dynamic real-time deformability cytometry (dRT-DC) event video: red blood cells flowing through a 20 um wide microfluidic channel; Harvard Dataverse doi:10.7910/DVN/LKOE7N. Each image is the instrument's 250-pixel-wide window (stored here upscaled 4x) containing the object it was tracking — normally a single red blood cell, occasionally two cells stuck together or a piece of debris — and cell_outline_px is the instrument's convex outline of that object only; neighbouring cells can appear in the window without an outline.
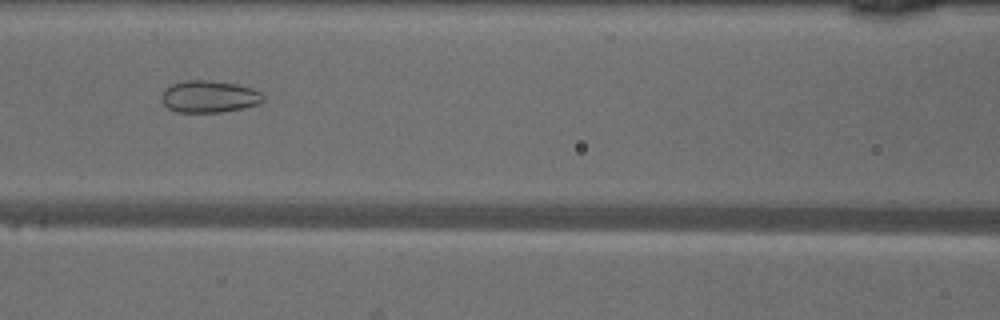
{"species": "common noctule bat (a hibernating species)", "species_latin": "Nyctalus noctula", "temperature_condition": "warm", "stored_images_in_passage": 48, "camera_frame_rate_fps": 3000, "um_per_image_px": 0.085, "animal": {"sex": "male", "body_mass_g": 18.8}, "frame": {"image": 1, "passage_image": 20, "time_ms": 6.333, "image_size_px": [1000, 320], "cell_outline_px": [[264, 100], [260, 104], [244, 108], [224, 112], [176, 112], [168, 108], [160, 100], [160, 96], [164, 88], [172, 84], [188, 80], [212, 80], [236, 84], [252, 88], [260, 92], [264, 96]], "centroid_in_image_um": [17.77, 8.21], "position_along_channel_um": 148.8, "area_um2": 19.25}}
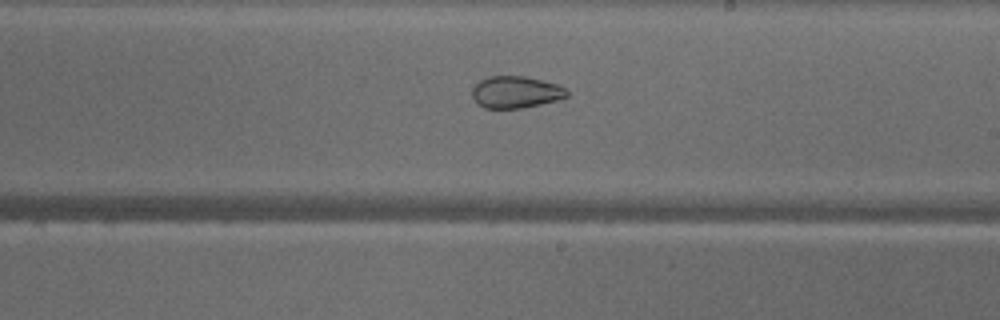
{"frame": {"image": 2, "passage_image": 27, "time_ms": 8.667, "image_size_px": [1000, 320], "cell_outline_px": [[568, 96], [556, 100], [540, 104], [520, 108], [484, 108], [476, 104], [472, 96], [472, 88], [480, 80], [488, 76], [524, 76], [556, 84], [564, 88], [568, 92]], "centroid_in_image_um": [43.78, 7.83], "position_along_channel_um": 245.2, "area_um2": 17.51}}
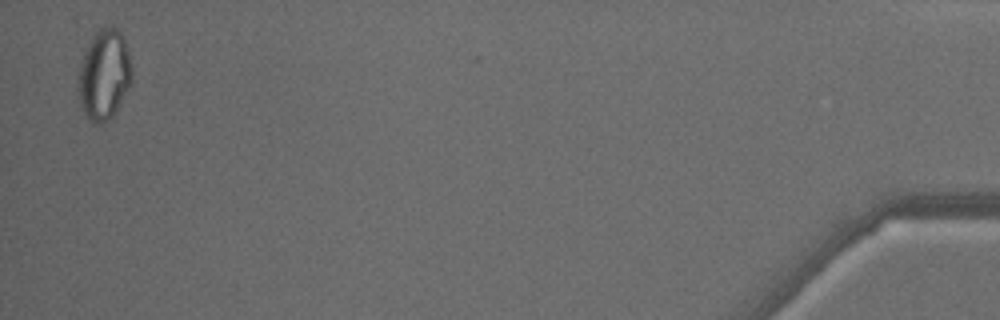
{"frame": {"image": 3, "passage_image": 47, "time_ms": 15.333, "image_size_px": [1000, 320], "cell_outline_px": [[132, 84], [112, 116], [108, 120], [100, 124], [92, 124], [88, 120], [80, 104], [80, 64], [88, 44], [96, 32], [100, 28], [116, 28], [120, 32], [124, 40], [128, 52], [132, 68]], "centroid_in_image_um": [8.88, 6.39], "position_along_channel_um": 426.3, "area_um2": 27.69}, "authors_computed_cell_mechanics": {"area_um2": 24.7095, "velocity_mm_per_s": 4.1379, "shape_relaxation_time_tau1_ms": null, "shape_relaxation_time_tau2_ms": 1.9702, "deformation_change_tau1": null, "deformation_change_tau2": 0.0794}}